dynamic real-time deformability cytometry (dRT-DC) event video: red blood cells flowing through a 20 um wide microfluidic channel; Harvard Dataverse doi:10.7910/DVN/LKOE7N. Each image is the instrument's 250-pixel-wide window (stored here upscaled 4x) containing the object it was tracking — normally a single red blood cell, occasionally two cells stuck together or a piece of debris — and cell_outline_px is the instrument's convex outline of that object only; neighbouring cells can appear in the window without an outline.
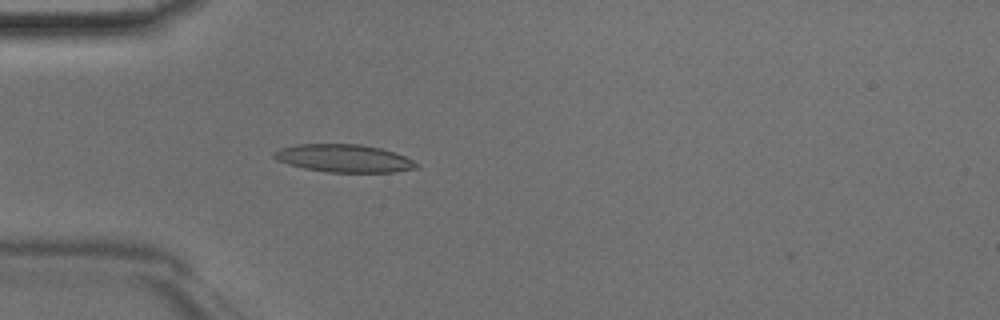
{"species": "Egyptian fruit bat (a non-hibernating species)", "species_latin": "Rousettus aegyptiacus", "temperature_condition": "room temperature", "stored_images_in_passage": 35, "camera_frame_rate_fps": 3000, "um_per_image_px": 0.085, "animal": {"sex": "male"}, "frame": {"image": 1, "passage_image": 4, "time_ms": 1.0, "image_size_px": [1000, 320], "cell_outline_px": [[420, 164], [416, 168], [392, 172], [328, 172], [304, 168], [288, 164], [276, 160], [272, 156], [272, 152], [280, 148], [296, 144], [360, 144], [380, 148], [396, 152]], "centroid_in_image_um": [29.2, 13.45], "position_along_channel_um": 55.8, "area_um2": 23.12}}
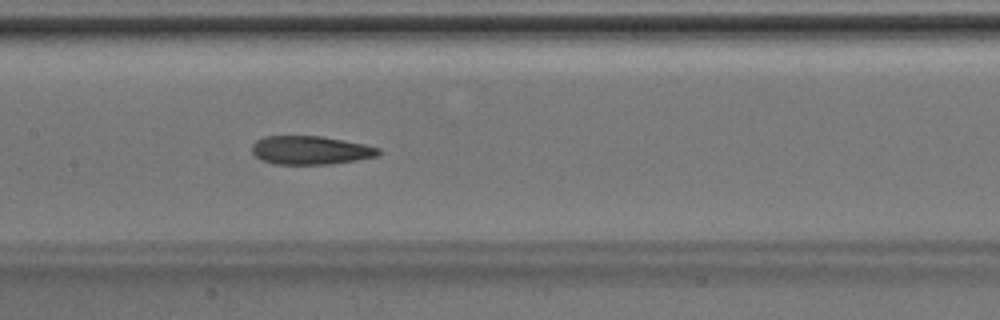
{"frame": {"image": 2, "passage_image": 13, "time_ms": 4.0, "image_size_px": [1000, 320], "cell_outline_px": [[380, 152], [376, 156], [356, 160], [332, 164], [276, 164], [260, 160], [252, 152], [252, 144], [256, 140], [264, 136], [320, 136], [364, 144], [380, 148]], "centroid_in_image_um": [26.36, 12.77], "position_along_channel_um": 181.0, "area_um2": 20.98}}
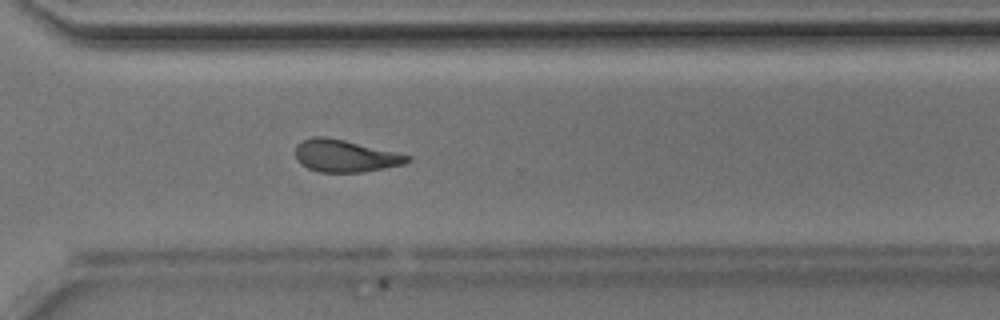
{"frame": {"image": 3, "passage_image": 24, "time_ms": 7.667, "image_size_px": [1000, 320], "cell_outline_px": [[412, 160], [404, 164], [384, 168], [360, 172], [320, 172], [308, 168], [300, 164], [296, 160], [296, 144], [300, 140], [312, 136], [324, 136], [344, 140], [396, 152], [412, 156]], "centroid_in_image_um": [29.31, 13.24], "position_along_channel_um": 341.3, "area_um2": 21.1}}